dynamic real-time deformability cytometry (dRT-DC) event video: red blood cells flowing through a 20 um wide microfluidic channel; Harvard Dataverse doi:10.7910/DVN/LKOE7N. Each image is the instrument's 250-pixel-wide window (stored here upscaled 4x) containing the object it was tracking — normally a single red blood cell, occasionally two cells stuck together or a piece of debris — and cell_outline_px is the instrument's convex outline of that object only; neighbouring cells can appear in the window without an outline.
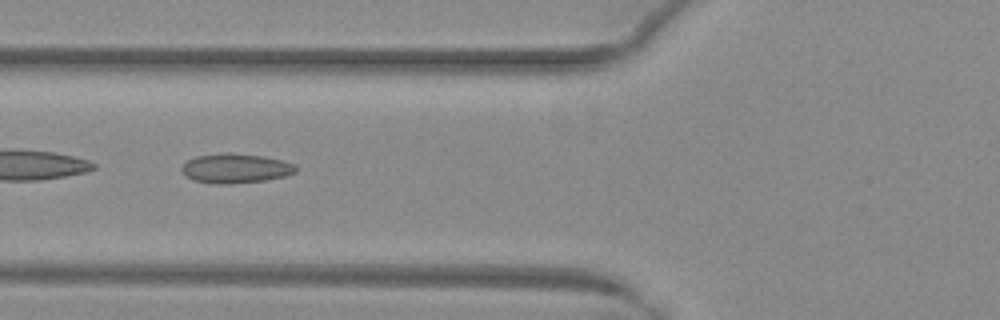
{"species": "common noctule bat (a hibernating species)", "species_latin": "Nyctalus noctula", "temperature_condition": "warm", "stored_images_in_passage": 36, "camera_frame_rate_fps": 3000, "um_per_image_px": 0.085, "animal": {"sex": "female", "body_mass_g": 29.2, "forearm_length_mm": 56.3}, "frame": {"image": 1, "passage_image": 6, "time_ms": 1.667, "image_size_px": [1000, 320], "cell_outline_px": [[296, 172], [284, 176], [264, 180], [232, 184], [212, 184], [192, 180], [180, 168], [188, 160], [196, 156], [224, 152], [228, 152], [264, 156], [296, 164]], "centroid_in_image_um": [20.01, 14.3], "position_along_channel_um": 105.8, "area_um2": 19.65}}
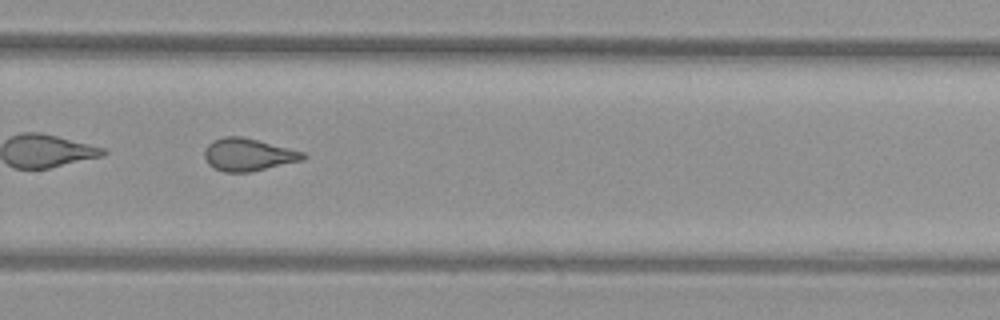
{"frame": {"image": 2, "passage_image": 21, "time_ms": 6.667, "image_size_px": [1000, 320], "cell_outline_px": [[308, 156], [304, 160], [252, 172], [224, 172], [212, 168], [208, 164], [204, 156], [204, 148], [212, 140], [224, 136], [240, 136], [304, 152]], "centroid_in_image_um": [21.07, 13.16], "position_along_channel_um": 308.7, "area_um2": 18.84}, "authors_computed_cell_mechanics": {"area_um2": 18.8717, "velocity_mm_per_s": 4.068, "shape_relaxation_time_tau1_ms": null, "shape_relaxation_time_tau2_ms": 1.4757, "deformation_change_tau1": null, "deformation_change_tau2": 0.0888}}